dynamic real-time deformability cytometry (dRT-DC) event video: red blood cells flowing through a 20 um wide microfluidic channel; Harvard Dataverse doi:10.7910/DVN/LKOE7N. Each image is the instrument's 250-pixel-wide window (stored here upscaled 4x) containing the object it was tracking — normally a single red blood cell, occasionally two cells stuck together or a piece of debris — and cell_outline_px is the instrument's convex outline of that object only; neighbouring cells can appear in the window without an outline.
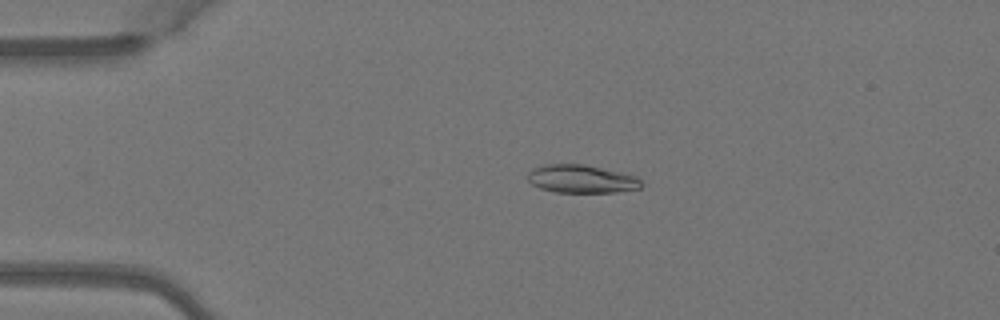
{"species": "Egyptian fruit bat (a non-hibernating species)", "species_latin": "Rousettus aegyptiacus", "temperature_condition": "warm", "stored_images_in_passage": 4, "camera_frame_rate_fps": 3000, "um_per_image_px": 0.085, "animal": {"sex": "female"}, "frame": {"image": 1, "passage_image": 3, "time_ms": 0.667, "image_size_px": [1000, 320], "cell_outline_px": [[644, 184], [640, 188], [616, 192], [556, 192], [540, 188], [532, 184], [528, 180], [528, 172], [532, 168], [544, 164], [584, 164], [620, 172], [636, 176]], "centroid_in_image_um": [49.42, 15.2], "position_along_channel_um": 35.6, "area_um2": 18.61}}
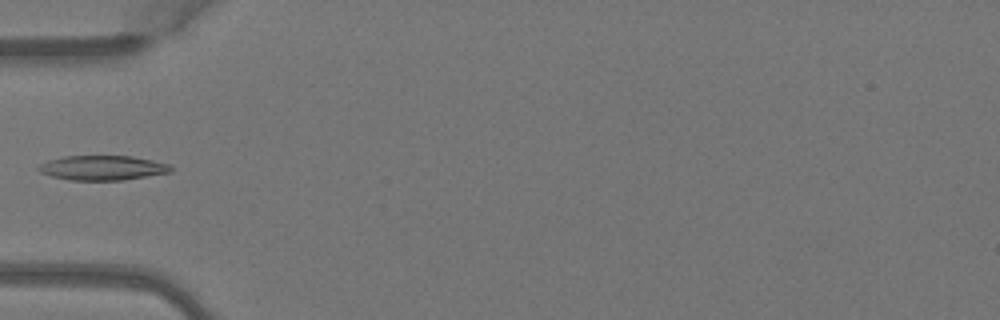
{"frame": {"image": 2, "passage_image": 4, "time_ms": 1.0, "image_size_px": [1000, 320], "cell_outline_px": [[172, 172], [124, 180], [68, 180], [52, 176], [40, 172], [36, 168], [40, 164], [48, 160], [64, 156], [132, 156], [172, 164]], "centroid_in_image_um": [8.74, 14.26], "position_along_channel_um": 76.3, "area_um2": 19.13}}